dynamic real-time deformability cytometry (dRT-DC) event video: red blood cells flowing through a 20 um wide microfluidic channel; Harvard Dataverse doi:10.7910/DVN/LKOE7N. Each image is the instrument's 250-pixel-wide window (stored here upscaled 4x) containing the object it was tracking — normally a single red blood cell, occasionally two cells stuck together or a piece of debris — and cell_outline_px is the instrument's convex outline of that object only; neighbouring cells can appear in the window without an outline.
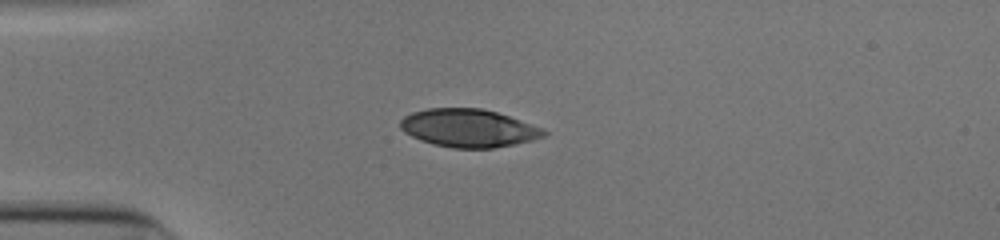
{"species": "human", "species_latin": "Homo sapiens", "temperature_condition": "cold", "stored_images_in_passage": 39, "camera_frame_rate_fps": 3000, "um_per_image_px": 0.085, "donor": {"sex": "male"}, "frame": {"image": 1, "passage_image": 1, "time_ms": 0.0, "image_size_px": [1000, 240], "cell_outline_px": [[548, 132], [544, 136], [532, 140], [492, 148], [452, 148], [432, 144], [420, 140], [404, 132], [400, 128], [400, 120], [404, 116], [412, 112], [428, 108], [480, 108], [496, 112], [544, 128]], "centroid_in_image_um": [39.8, 10.88], "position_along_channel_um": 45.2, "area_um2": 31.73}}
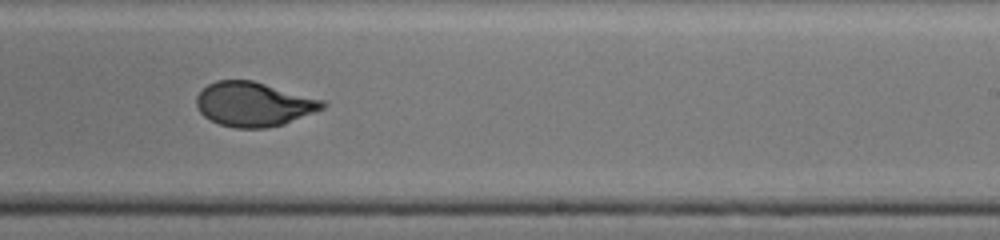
{"frame": {"image": 2, "passage_image": 20, "time_ms": 6.333, "image_size_px": [1000, 240], "cell_outline_px": [[328, 104], [324, 108], [284, 124], [264, 128], [236, 128], [220, 124], [204, 116], [200, 112], [196, 104], [196, 96], [208, 84], [216, 80], [252, 80], [324, 100]], "centroid_in_image_um": [21.57, 8.85], "position_along_channel_um": 267.4, "area_um2": 32.43}}
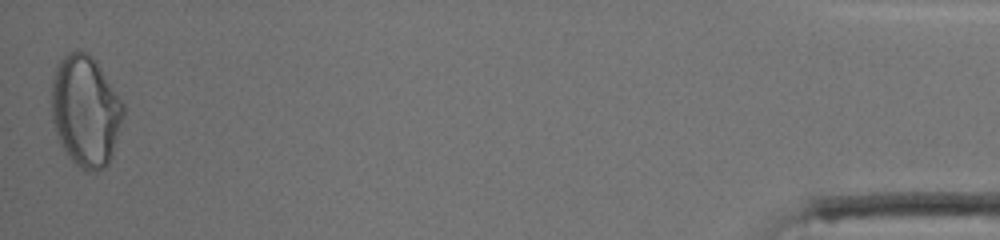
{"frame": {"image": 3, "passage_image": 39, "time_ms": 12.667, "image_size_px": [1000, 240], "cell_outline_px": [[124, 116], [112, 156], [108, 164], [104, 168], [96, 172], [88, 172], [76, 164], [72, 160], [60, 144], [52, 120], [52, 80], [56, 64], [68, 52], [84, 52], [92, 56], [96, 60], [124, 104]], "centroid_in_image_um": [7.28, 9.44], "position_along_channel_um": 427.9, "area_um2": 46.53}, "authors_computed_cell_mechanics": {"area_um2": 33.0616, "velocity_mm_per_s": 3.8995, "shape_relaxation_time_tau1_ms": 5.7967, "shape_relaxation_time_tau2_ms": null, "deformation_change_tau1": 0.2079, "deformation_change_tau2": null}}